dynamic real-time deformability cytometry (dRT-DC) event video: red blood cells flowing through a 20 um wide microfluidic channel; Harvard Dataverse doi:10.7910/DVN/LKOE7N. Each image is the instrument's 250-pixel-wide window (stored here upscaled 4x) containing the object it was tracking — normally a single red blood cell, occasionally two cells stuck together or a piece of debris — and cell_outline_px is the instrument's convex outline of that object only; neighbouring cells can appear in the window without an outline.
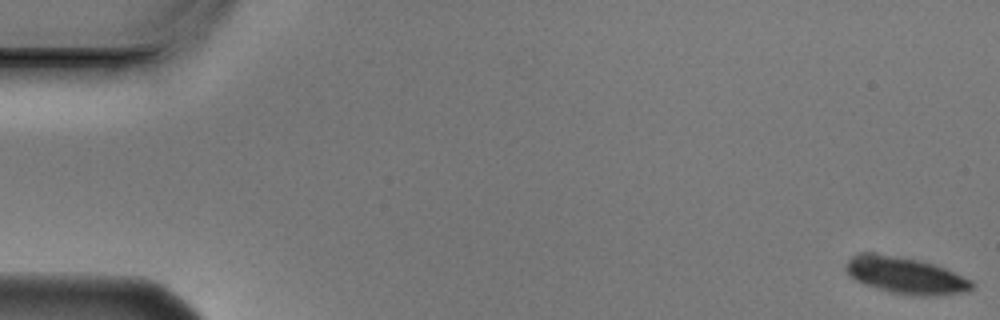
{"species": "Egyptian fruit bat (a non-hibernating species)", "species_latin": "Rousettus aegyptiacus", "temperature_condition": "cold", "stored_images_in_passage": 6, "camera_frame_rate_fps": 3000, "um_per_image_px": 0.085, "animal": {"sex": "male"}, "frame": {"image": 1, "passage_image": 1, "time_ms": 0.0, "image_size_px": [1000, 320], "cell_outline_px": [[972, 288], [968, 292], [936, 296], [912, 296], [892, 292], [876, 288], [864, 284], [848, 276], [844, 268], [844, 264], [852, 256], [868, 252], [872, 252], [920, 260], [944, 268], [972, 280]], "centroid_in_image_um": [76.94, 23.42], "position_along_channel_um": 8.1, "area_um2": 27.05}}
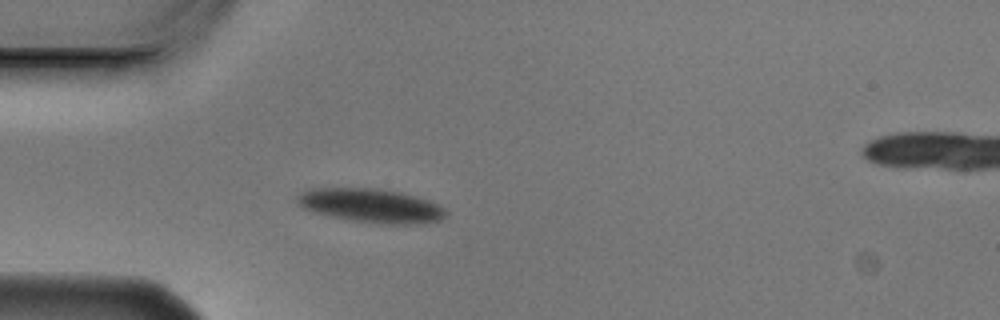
{"frame": {"image": 2, "passage_image": 5, "time_ms": 1.333, "image_size_px": [1000, 320], "cell_outline_px": [[448, 212], [440, 220], [420, 224], [380, 224], [348, 220], [312, 212], [296, 204], [296, 196], [300, 192], [308, 188], [372, 188], [400, 192], [428, 200], [444, 208]], "centroid_in_image_um": [31.48, 17.48], "position_along_channel_um": 53.5, "area_um2": 29.59}}